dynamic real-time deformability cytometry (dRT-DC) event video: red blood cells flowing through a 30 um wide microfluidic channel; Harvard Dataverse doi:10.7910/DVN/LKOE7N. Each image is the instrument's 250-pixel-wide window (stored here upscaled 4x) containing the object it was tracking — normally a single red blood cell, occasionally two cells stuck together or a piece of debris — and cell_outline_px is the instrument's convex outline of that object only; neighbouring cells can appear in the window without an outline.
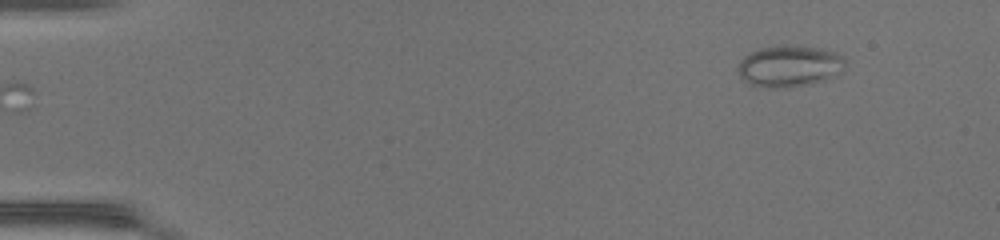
{"species": "common noctule bat (a hibernating species)", "species_latin": "Nyctalus noctula", "temperature_condition": "warm", "stored_images_in_passage": 44, "camera_frame_rate_fps": 3000, "um_per_image_px": 0.085, "animal": {"sex": "female", "body_mass_g": 17.0, "forearm_length_mm": 48.0}, "frame": {"image": 1, "passage_image": 1, "time_ms": 0.0, "image_size_px": [1000, 240], "cell_outline_px": [[844, 64], [840, 72], [824, 80], [812, 84], [784, 88], [768, 88], [748, 84], [740, 76], [736, 68], [740, 60], [744, 56], [760, 48], [788, 44], [820, 48], [836, 52], [844, 56]], "centroid_in_image_um": [67.07, 5.62], "position_along_channel_um": 17.9, "area_um2": 26.18}}
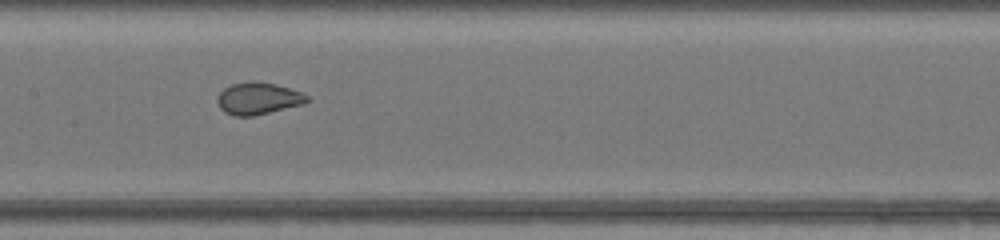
{"frame": {"image": 2, "passage_image": 21, "time_ms": 6.667, "image_size_px": [1000, 240], "cell_outline_px": [[312, 100], [304, 104], [252, 116], [236, 116], [224, 112], [220, 108], [216, 100], [216, 96], [224, 88], [232, 84], [252, 80], [276, 84], [304, 92]], "centroid_in_image_um": [21.97, 8.36], "position_along_channel_um": 185.4, "area_um2": 16.99}}
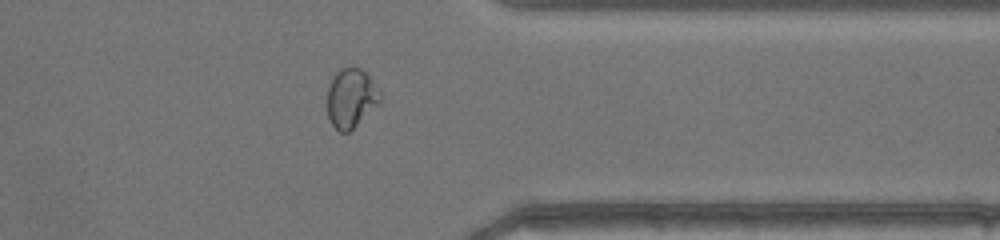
{"frame": {"image": 3, "passage_image": 35, "time_ms": 11.333, "image_size_px": [1000, 240], "cell_outline_px": [[380, 100], [348, 132], [340, 132], [332, 124], [328, 116], [328, 88], [336, 72], [340, 68], [360, 68], [368, 76], [380, 96]], "centroid_in_image_um": [29.78, 8.33], "position_along_channel_um": 381.6, "area_um2": 17.22}}